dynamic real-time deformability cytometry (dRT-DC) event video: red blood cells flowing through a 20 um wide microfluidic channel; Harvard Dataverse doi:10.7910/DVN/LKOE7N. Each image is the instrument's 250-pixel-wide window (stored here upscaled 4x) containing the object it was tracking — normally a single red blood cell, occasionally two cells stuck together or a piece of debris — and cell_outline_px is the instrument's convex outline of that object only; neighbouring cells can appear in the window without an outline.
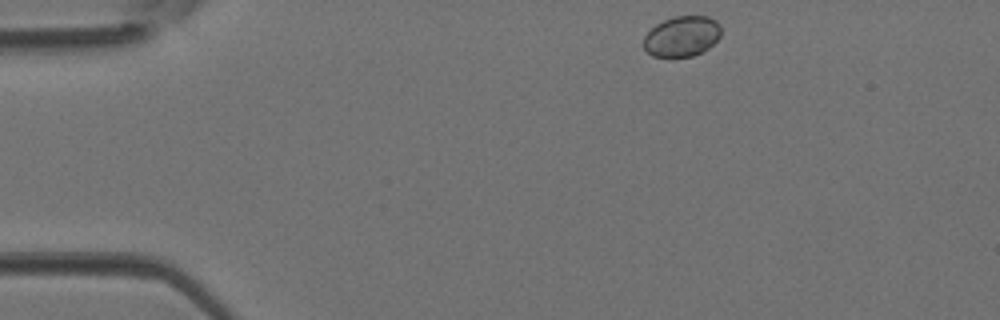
{"species": "Egyptian fruit bat (a non-hibernating species)", "species_latin": "Rousettus aegyptiacus", "temperature_condition": "room temperature", "stored_images_in_passage": 3, "camera_frame_rate_fps": 3000, "um_per_image_px": 0.085, "animal": {"sex": "female"}, "frame": {"image": 1, "passage_image": 1, "time_ms": 0.0, "image_size_px": [1000, 320], "cell_outline_px": [[720, 36], [708, 48], [692, 56], [652, 56], [644, 48], [644, 36], [656, 24], [664, 20], [676, 16], [708, 16], [716, 20], [720, 24]], "centroid_in_image_um": [57.96, 3.07], "position_along_channel_um": 27.0, "area_um2": 18.03}}